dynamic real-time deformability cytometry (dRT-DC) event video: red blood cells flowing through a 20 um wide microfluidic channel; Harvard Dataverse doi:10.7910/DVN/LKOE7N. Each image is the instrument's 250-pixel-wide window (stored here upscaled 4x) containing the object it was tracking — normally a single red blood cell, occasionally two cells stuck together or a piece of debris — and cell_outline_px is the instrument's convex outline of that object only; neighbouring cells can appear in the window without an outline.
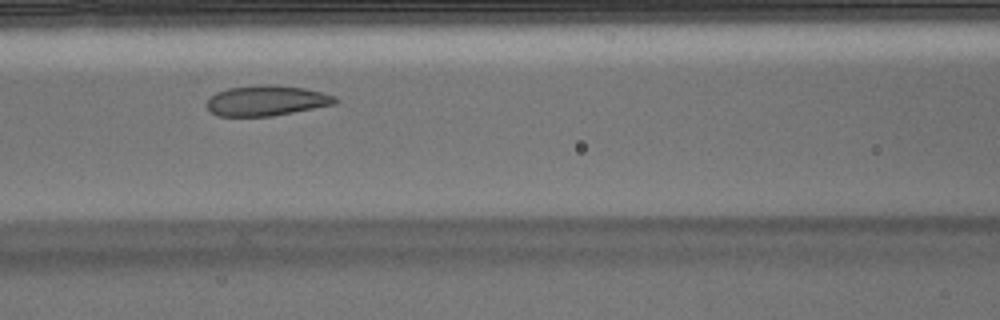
{"species": "Egyptian fruit bat (a non-hibernating species)", "species_latin": "Rousettus aegyptiacus", "temperature_condition": "warm", "stored_images_in_passage": 5, "camera_frame_rate_fps": 3000, "um_per_image_px": 0.085, "animal": {"sex": "male"}, "frame": {"image": 1, "passage_image": 4, "time_ms": 1.0, "image_size_px": [1000, 320], "cell_outline_px": [[340, 100], [336, 104], [272, 116], [216, 116], [208, 108], [208, 100], [216, 92], [228, 88], [256, 84], [276, 84], [304, 88], [336, 96]], "centroid_in_image_um": [22.68, 8.54], "position_along_channel_um": 143.9, "area_um2": 22.83}}
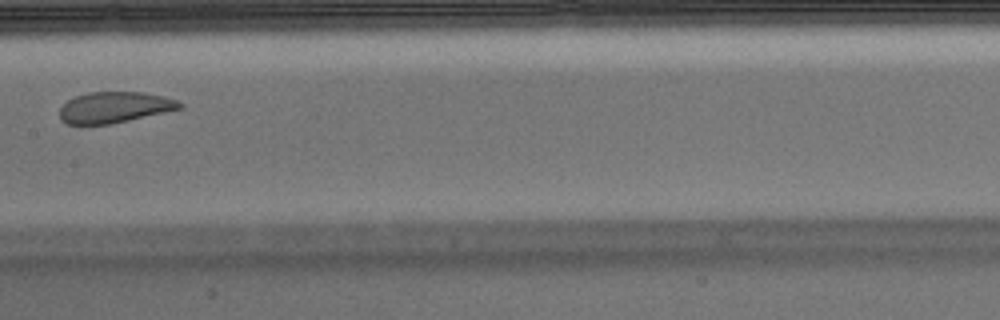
{"frame": {"image": 2, "passage_image": 5, "time_ms": 1.333, "image_size_px": [1000, 320], "cell_outline_px": [[184, 108], [112, 124], [68, 124], [60, 120], [60, 108], [68, 100], [76, 96], [88, 92], [144, 92], [164, 96], [176, 100], [184, 104]], "centroid_in_image_um": [9.76, 9.12], "position_along_channel_um": 197.6, "area_um2": 21.79}}